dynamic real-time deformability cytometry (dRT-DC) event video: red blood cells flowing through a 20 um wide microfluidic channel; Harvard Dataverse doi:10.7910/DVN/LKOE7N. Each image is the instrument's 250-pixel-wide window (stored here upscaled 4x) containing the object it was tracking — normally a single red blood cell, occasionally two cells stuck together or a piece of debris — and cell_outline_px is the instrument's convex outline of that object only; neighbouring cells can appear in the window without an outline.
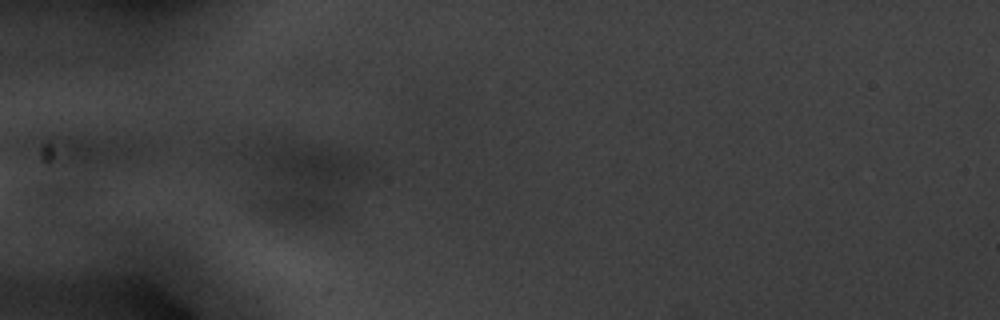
{"species": "common noctule bat (a hibernating species)", "species_latin": "Nyctalus noctula", "temperature_condition": "warm", "stored_images_in_passage": 7, "camera_frame_rate_fps": 3000, "um_per_image_px": 0.085, "animal": {"sex": "male", "body_mass_g": 20.1, "forearm_length_mm": 53.5}, "frame": {"image": 1, "passage_image": 1, "time_ms": 0.0, "image_size_px": [1000, 320], "cell_outline_px": [[348, 164], [328, 208], [312, 216], [300, 216], [272, 212], [260, 200], [272, 152], [320, 152], [340, 156], [348, 160]], "centroid_in_image_um": [25.67, 15.48], "position_along_channel_um": 59.3, "area_um2": 31.91}}
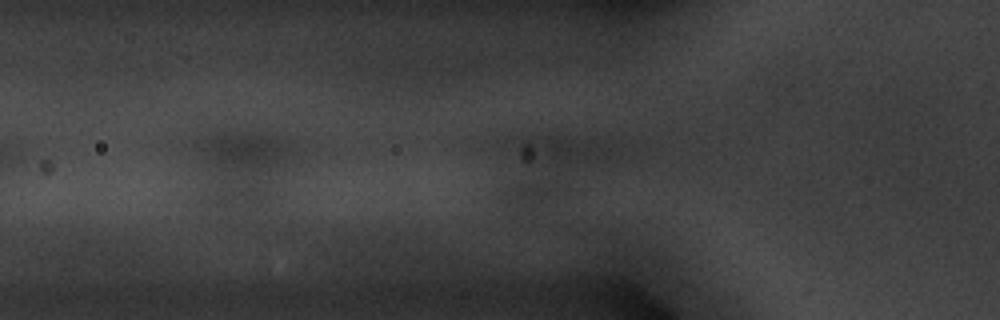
{"frame": {"image": 2, "passage_image": 3, "time_ms": 0.667, "image_size_px": [1000, 320], "cell_outline_px": [[440, 252], [264, 252], [260, 244], [260, 240], [268, 232], [292, 232], [420, 236], [440, 240]], "centroid_in_image_um": [29.41, 20.65], "position_along_channel_um": 96.4, "area_um2": 22.95}}